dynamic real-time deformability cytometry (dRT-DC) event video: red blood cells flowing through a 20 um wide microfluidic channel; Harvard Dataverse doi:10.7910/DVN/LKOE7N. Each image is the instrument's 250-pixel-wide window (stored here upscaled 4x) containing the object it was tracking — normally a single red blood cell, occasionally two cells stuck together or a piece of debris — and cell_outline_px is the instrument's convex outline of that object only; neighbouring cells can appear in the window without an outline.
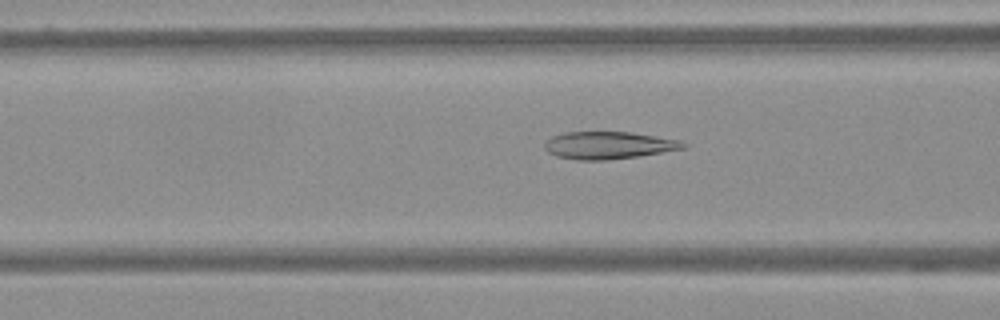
{"species": "Egyptian fruit bat (a non-hibernating species)", "species_latin": "Rousettus aegyptiacus", "temperature_condition": "warm", "stored_images_in_passage": 48, "camera_frame_rate_fps": 3000, "um_per_image_px": 0.085, "frame": {"image": 1, "passage_image": 12, "time_ms": 3.667, "image_size_px": [1000, 320], "cell_outline_px": [[688, 144], [684, 148], [640, 156], [608, 160], [576, 160], [556, 156], [548, 152], [544, 148], [544, 144], [552, 136], [564, 132], [632, 132], [680, 140]], "centroid_in_image_um": [51.72, 12.35], "position_along_channel_um": 114.9, "area_um2": 22.2}}
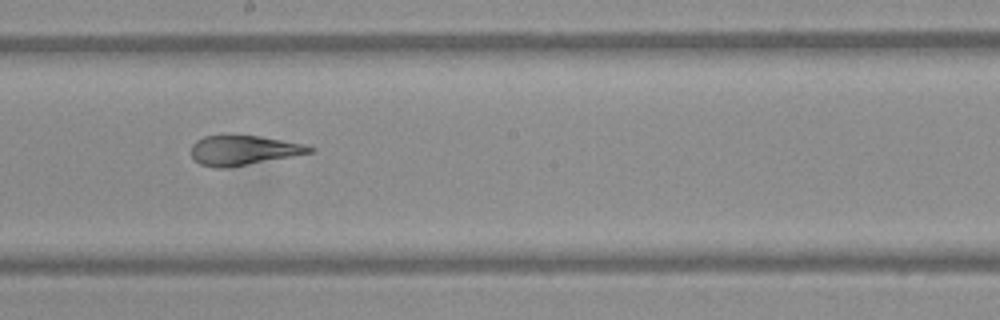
{"frame": {"image": 2, "passage_image": 22, "time_ms": 7.0, "image_size_px": [1000, 320], "cell_outline_px": [[316, 148], [312, 152], [292, 156], [228, 168], [216, 168], [200, 164], [192, 156], [192, 144], [196, 140], [204, 136], [224, 132], [228, 132], [256, 136], [304, 144]], "centroid_in_image_um": [20.63, 12.73], "position_along_channel_um": 227.6, "area_um2": 20.92}}
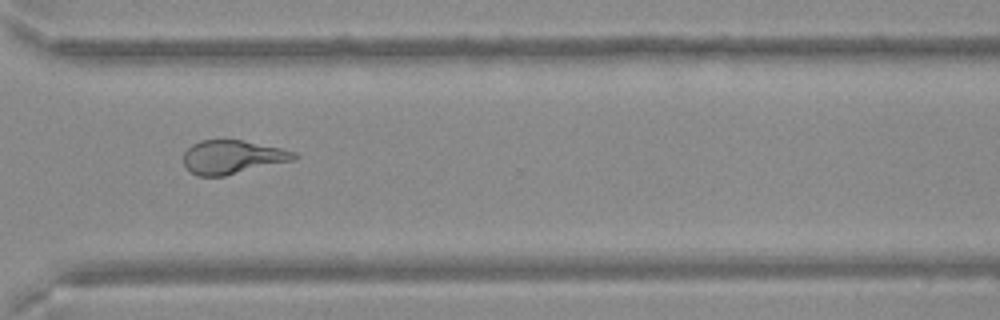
{"frame": {"image": 3, "passage_image": 33, "time_ms": 10.667, "image_size_px": [1000, 320], "cell_outline_px": [[300, 156], [296, 160], [224, 176], [196, 176], [184, 164], [184, 152], [192, 144], [200, 140], [244, 140], [280, 148], [296, 152]], "centroid_in_image_um": [19.79, 13.35], "position_along_channel_um": 350.8, "area_um2": 21.79}}